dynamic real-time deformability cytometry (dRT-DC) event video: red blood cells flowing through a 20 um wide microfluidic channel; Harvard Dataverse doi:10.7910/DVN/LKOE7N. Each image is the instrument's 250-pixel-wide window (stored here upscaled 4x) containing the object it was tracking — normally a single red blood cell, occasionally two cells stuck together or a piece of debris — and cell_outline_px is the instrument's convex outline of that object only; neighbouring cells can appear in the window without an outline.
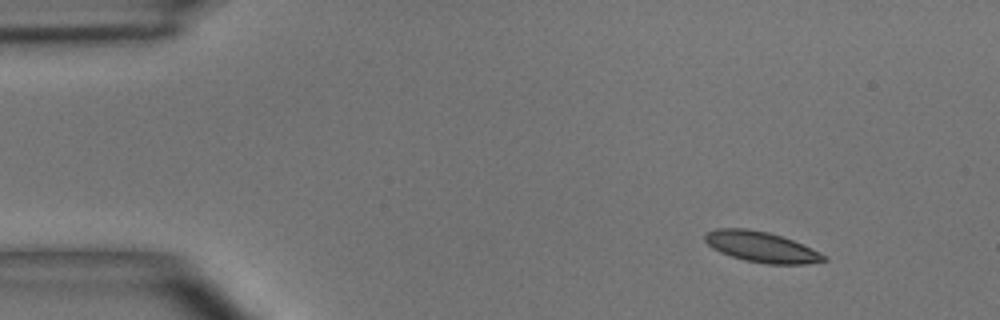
{"species": "common noctule bat (a hibernating species)", "species_latin": "Nyctalus noctula", "temperature_condition": "room temperature", "stored_images_in_passage": 5, "camera_frame_rate_fps": 3000, "um_per_image_px": 0.085, "animal": {"sex": "male", "body_mass_g": 15.6}, "frame": {"image": 1, "passage_image": 1, "time_ms": 0.0, "image_size_px": [1000, 320], "cell_outline_px": [[828, 260], [804, 264], [768, 264], [744, 260], [720, 252], [712, 248], [704, 240], [704, 232], [716, 228], [744, 228], [768, 232], [792, 240], [812, 248], [828, 256]], "centroid_in_image_um": [64.7, 20.98], "position_along_channel_um": 20.3, "area_um2": 21.21}}
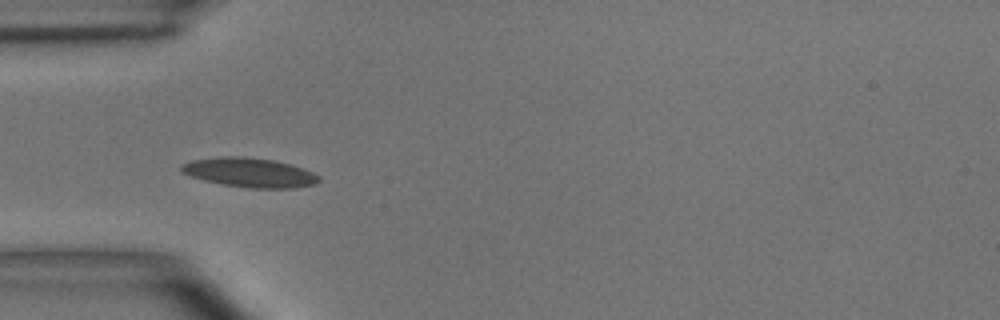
{"frame": {"image": 2, "passage_image": 4, "time_ms": 3.333, "image_size_px": [1000, 320], "cell_outline_px": [[320, 180], [316, 184], [292, 188], [252, 188], [220, 184], [204, 180], [180, 172], [180, 164], [192, 160], [220, 156], [240, 156], [272, 160], [292, 164], [304, 168], [320, 176]], "centroid_in_image_um": [21.21, 14.66], "position_along_channel_um": 63.8, "area_um2": 23.64}}
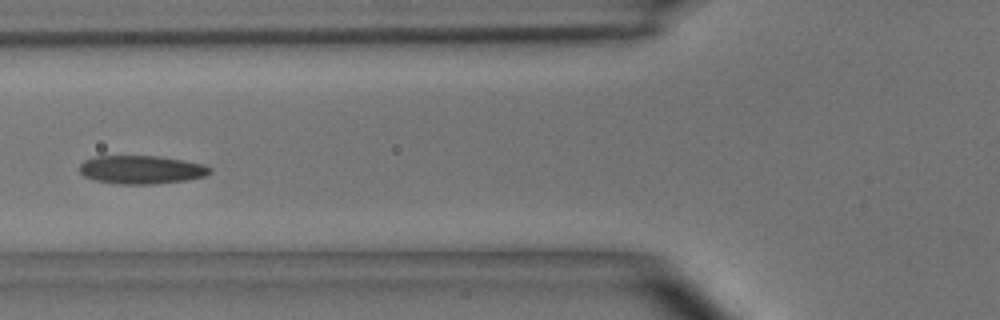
{"frame": {"image": 3, "passage_image": 5, "time_ms": 4.667, "image_size_px": [1000, 320], "cell_outline_px": [[212, 172], [204, 176], [188, 180], [156, 184], [116, 184], [96, 180], [84, 176], [80, 172], [80, 164], [84, 160], [92, 156], [160, 156], [184, 160], [204, 164], [212, 168]], "centroid_in_image_um": [12.03, 14.42], "position_along_channel_um": 113.8, "area_um2": 21.79}}